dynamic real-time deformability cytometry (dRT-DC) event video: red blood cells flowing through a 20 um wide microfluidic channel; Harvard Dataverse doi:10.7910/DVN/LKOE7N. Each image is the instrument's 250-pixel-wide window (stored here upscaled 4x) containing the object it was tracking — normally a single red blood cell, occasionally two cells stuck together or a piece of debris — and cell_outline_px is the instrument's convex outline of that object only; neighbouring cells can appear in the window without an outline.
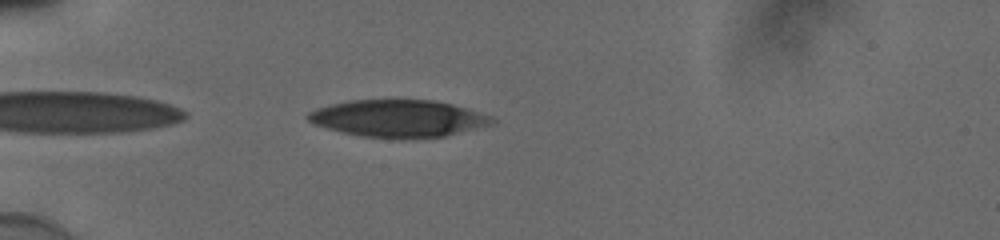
{"species": "human", "species_latin": "Homo sapiens", "temperature_condition": "cold", "stored_images_in_passage": 40, "camera_frame_rate_fps": 3000, "um_per_image_px": 0.085, "donor": {"sex": "male"}, "frame": {"image": 1, "passage_image": 2, "time_ms": 0.333, "image_size_px": [1000, 240], "cell_outline_px": [[496, 124], [444, 136], [412, 140], [400, 140], [360, 136], [340, 132], [316, 124], [308, 120], [304, 116], [308, 112], [316, 108], [348, 100], [388, 96], [396, 96], [432, 100], [452, 104], [492, 116], [496, 120]], "centroid_in_image_um": [33.86, 10.04], "position_along_channel_um": 51.1, "area_um2": 41.79}}
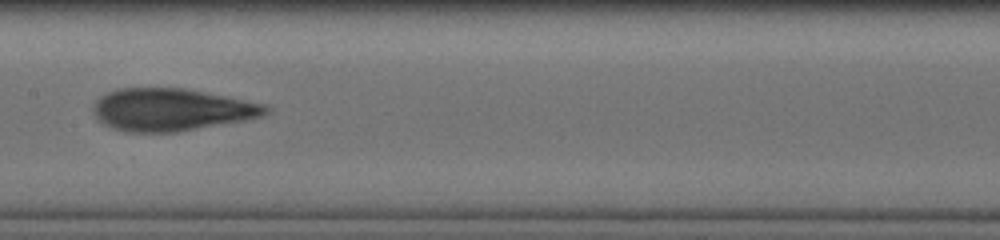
{"frame": {"image": 2, "passage_image": 15, "time_ms": 4.667, "image_size_px": [1000, 240], "cell_outline_px": [[272, 112], [264, 116], [248, 120], [176, 132], [124, 132], [112, 128], [104, 124], [96, 116], [92, 108], [96, 100], [100, 96], [108, 92], [120, 88], [184, 88], [268, 104], [272, 108]], "centroid_in_image_um": [14.64, 9.32], "position_along_channel_um": 192.8, "area_um2": 43.0}}
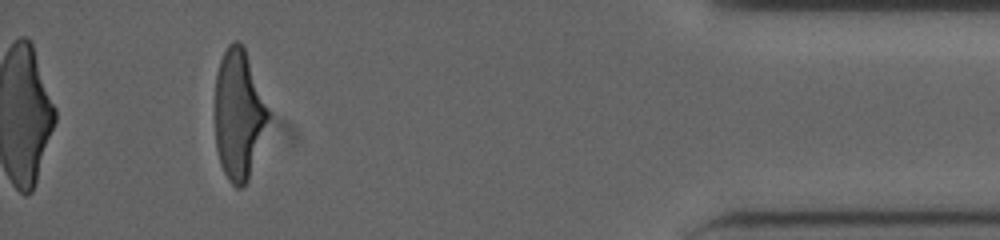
{"frame": {"image": 3, "passage_image": 36, "time_ms": 11.667, "image_size_px": [1000, 240], "cell_outline_px": [[268, 116], [248, 180], [240, 188], [236, 188], [228, 180], [220, 164], [216, 148], [216, 72], [220, 60], [228, 44], [236, 40], [244, 48], [268, 112]], "centroid_in_image_um": [20.23, 9.75], "position_along_channel_um": 415.0, "area_um2": 38.78}, "authors_computed_cell_mechanics": {"area_um2": 41.5871, "velocity_mm_per_s": 3.8712, "shape_relaxation_time_tau1_ms": 5.0944, "shape_relaxation_time_tau2_ms": 1.3309, "deformation_change_tau1": 0.2047, "deformation_change_tau2": 0.0931}}